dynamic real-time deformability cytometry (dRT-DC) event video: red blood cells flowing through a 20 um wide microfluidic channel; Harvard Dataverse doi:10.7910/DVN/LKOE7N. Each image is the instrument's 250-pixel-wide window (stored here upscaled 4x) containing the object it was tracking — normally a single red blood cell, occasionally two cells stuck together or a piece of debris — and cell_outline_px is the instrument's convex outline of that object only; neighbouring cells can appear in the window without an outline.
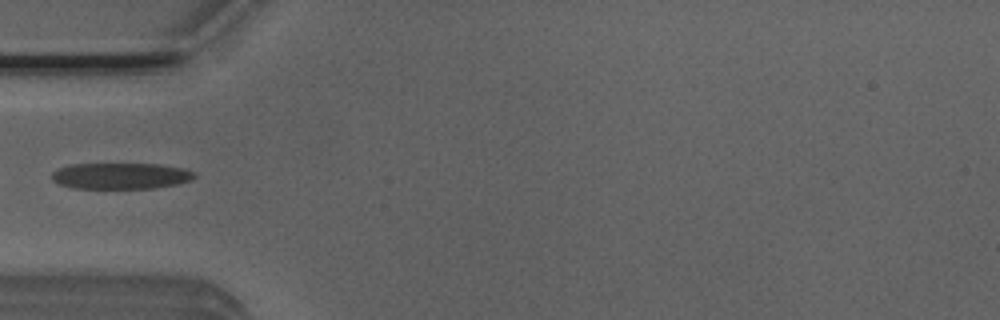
{"species": "Egyptian fruit bat (a non-hibernating species)", "species_latin": "Rousettus aegyptiacus", "temperature_condition": "room temperature", "stored_images_in_passage": 5, "camera_frame_rate_fps": 3000, "um_per_image_px": 0.085, "animal": {"sex": "male"}, "frame": {"image": 1, "passage_image": 1, "time_ms": 0.0, "image_size_px": [1000, 320], "cell_outline_px": [[196, 176], [192, 180], [176, 184], [156, 188], [72, 188], [60, 184], [52, 180], [52, 172], [68, 164], [160, 164], [184, 168], [196, 172]], "centroid_in_image_um": [10.29, 14.95], "position_along_channel_um": 74.7, "area_um2": 21.85}}